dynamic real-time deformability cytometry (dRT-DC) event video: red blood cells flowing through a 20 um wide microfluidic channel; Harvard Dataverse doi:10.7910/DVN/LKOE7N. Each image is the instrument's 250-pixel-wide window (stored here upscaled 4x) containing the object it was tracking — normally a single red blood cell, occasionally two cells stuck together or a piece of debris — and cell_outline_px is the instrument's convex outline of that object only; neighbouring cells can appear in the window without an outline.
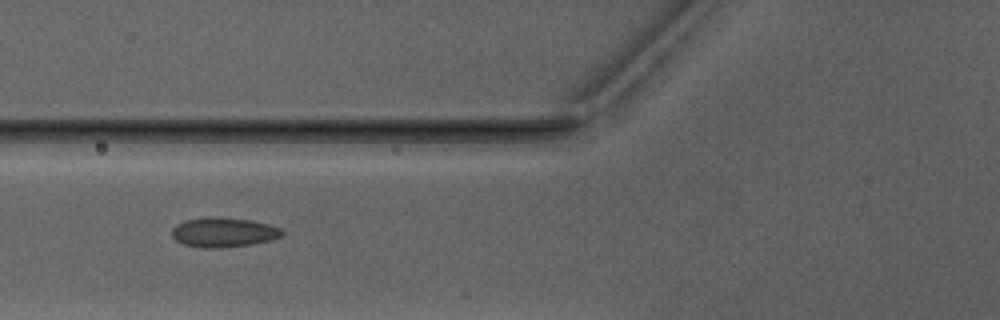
{"species": "Egyptian fruit bat (a non-hibernating species)", "species_latin": "Rousettus aegyptiacus", "temperature_condition": "warm", "stored_images_in_passage": 6, "camera_frame_rate_fps": 3000, "um_per_image_px": 0.085, "animal": {"sex": "male"}, "frame": {"image": 1, "passage_image": 4, "time_ms": 4.333, "image_size_px": [1000, 320], "cell_outline_px": [[284, 232], [280, 236], [272, 240], [252, 244], [220, 248], [204, 248], [184, 244], [176, 240], [172, 236], [172, 228], [176, 224], [184, 220], [204, 216], [216, 216], [248, 220], [268, 224], [280, 228]], "centroid_in_image_um": [18.97, 19.73], "position_along_channel_um": 106.8, "area_um2": 19.13}}
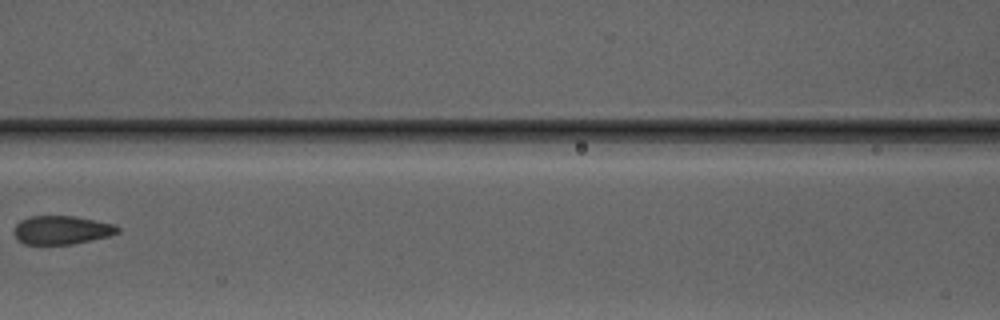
{"frame": {"image": 2, "passage_image": 5, "time_ms": 5.667, "image_size_px": [1000, 320], "cell_outline_px": [[120, 232], [108, 236], [72, 244], [24, 244], [16, 240], [16, 224], [20, 220], [32, 216], [76, 216], [116, 224], [120, 228]], "centroid_in_image_um": [5.28, 19.54], "position_along_channel_um": 161.3, "area_um2": 17.22}}
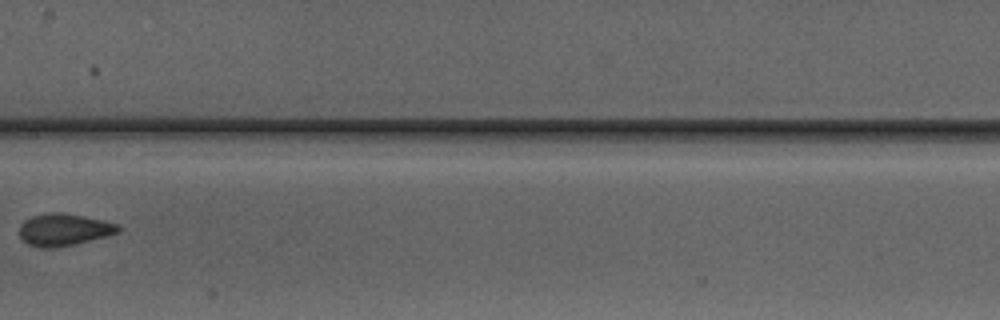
{"frame": {"image": 3, "passage_image": 6, "time_ms": 6.667, "image_size_px": [1000, 320], "cell_outline_px": [[120, 232], [108, 236], [72, 244], [52, 248], [40, 248], [28, 244], [20, 236], [20, 224], [24, 220], [32, 216], [48, 212], [60, 212], [84, 216], [120, 224]], "centroid_in_image_um": [5.44, 19.51], "position_along_channel_um": 202.0, "area_um2": 18.5}}